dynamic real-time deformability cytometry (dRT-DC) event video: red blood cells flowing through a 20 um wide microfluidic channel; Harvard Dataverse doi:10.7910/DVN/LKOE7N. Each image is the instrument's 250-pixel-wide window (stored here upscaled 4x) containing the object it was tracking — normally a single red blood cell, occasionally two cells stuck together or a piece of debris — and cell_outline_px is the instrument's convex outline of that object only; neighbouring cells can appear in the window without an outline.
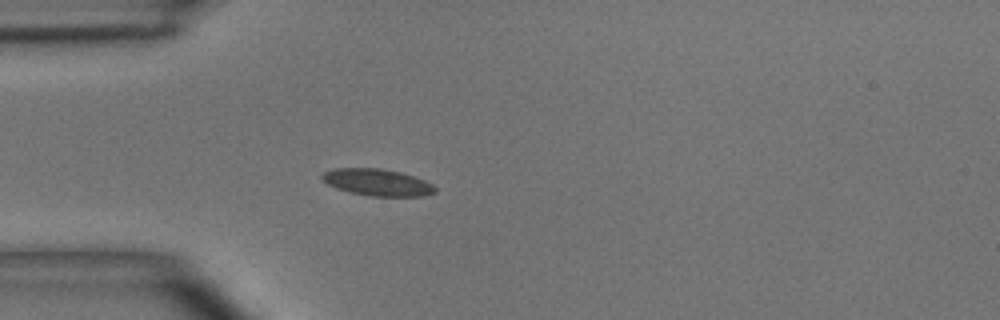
{"species": "common noctule bat (a hibernating species)", "species_latin": "Nyctalus noctula", "temperature_condition": "room temperature", "stored_images_in_passage": 3, "camera_frame_rate_fps": 3000, "um_per_image_px": 0.085, "animal": {"sex": "male", "body_mass_g": 15.6}, "frame": {"image": 1, "passage_image": 3, "time_ms": 2.667, "image_size_px": [1000, 320], "cell_outline_px": [[436, 192], [424, 196], [372, 196], [352, 192], [336, 188], [328, 184], [320, 176], [324, 172], [332, 168], [380, 168], [400, 172], [424, 180], [432, 184], [436, 188]], "centroid_in_image_um": [32.08, 15.49], "position_along_channel_um": 52.9, "area_um2": 17.51}}